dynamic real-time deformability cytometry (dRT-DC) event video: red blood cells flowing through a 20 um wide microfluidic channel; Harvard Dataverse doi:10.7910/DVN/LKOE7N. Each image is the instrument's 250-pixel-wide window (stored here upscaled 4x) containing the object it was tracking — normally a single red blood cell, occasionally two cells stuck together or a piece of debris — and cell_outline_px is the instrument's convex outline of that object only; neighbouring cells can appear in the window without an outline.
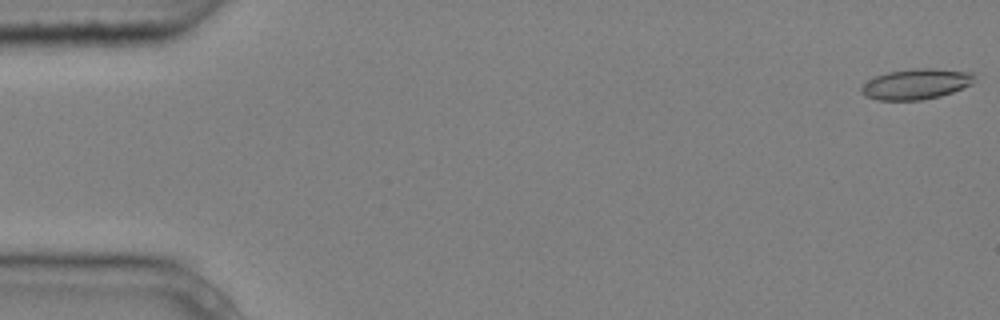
{"species": "common noctule bat (a hibernating species)", "species_latin": "Nyctalus noctula", "temperature_condition": "cold", "stored_images_in_passage": 6, "camera_frame_rate_fps": 3000, "um_per_image_px": 0.085, "animal": {"sex": "male", "body_mass_g": 20.4}, "frame": {"image": 1, "passage_image": 1, "time_ms": 0.0, "image_size_px": [1000, 320], "cell_outline_px": [[972, 84], [952, 92], [940, 96], [920, 100], [880, 100], [864, 96], [860, 92], [860, 88], [872, 76], [888, 72], [916, 68], [932, 68], [972, 72]], "centroid_in_image_um": [77.81, 7.14], "position_along_channel_um": 7.2, "area_um2": 20.06}}
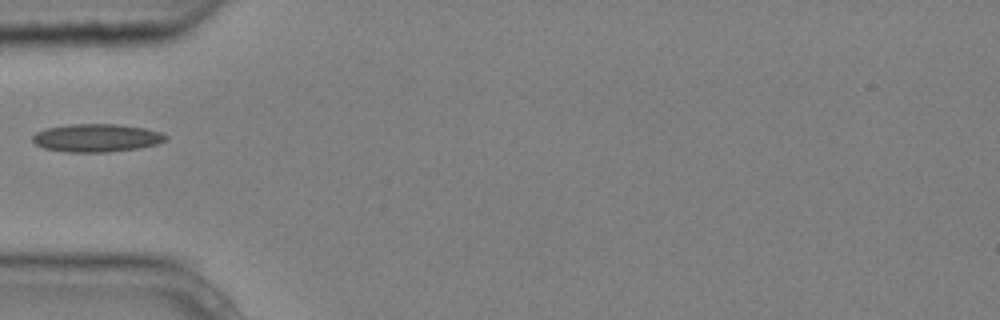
{"frame": {"image": 2, "passage_image": 5, "time_ms": 1.333, "image_size_px": [1000, 320], "cell_outline_px": [[168, 140], [156, 144], [140, 148], [108, 152], [64, 152], [44, 148], [36, 144], [32, 140], [32, 136], [36, 132], [48, 128], [68, 124], [116, 124], [144, 128], [160, 132], [168, 136]], "centroid_in_image_um": [8.22, 11.72], "position_along_channel_um": 76.8, "area_um2": 21.79}}
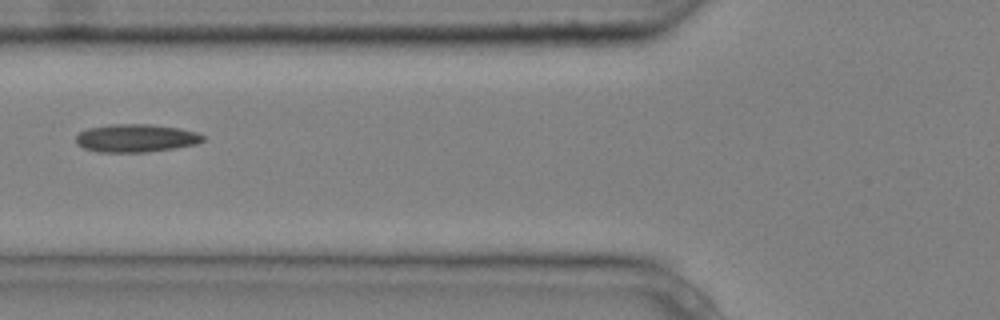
{"frame": {"image": 3, "passage_image": 6, "time_ms": 1.667, "image_size_px": [1000, 320], "cell_outline_px": [[204, 140], [196, 144], [176, 148], [144, 152], [100, 152], [84, 148], [76, 144], [76, 136], [80, 132], [88, 128], [108, 124], [152, 124], [180, 128], [196, 132], [204, 136]], "centroid_in_image_um": [11.55, 11.73], "position_along_channel_um": 114.2, "area_um2": 20.81}}